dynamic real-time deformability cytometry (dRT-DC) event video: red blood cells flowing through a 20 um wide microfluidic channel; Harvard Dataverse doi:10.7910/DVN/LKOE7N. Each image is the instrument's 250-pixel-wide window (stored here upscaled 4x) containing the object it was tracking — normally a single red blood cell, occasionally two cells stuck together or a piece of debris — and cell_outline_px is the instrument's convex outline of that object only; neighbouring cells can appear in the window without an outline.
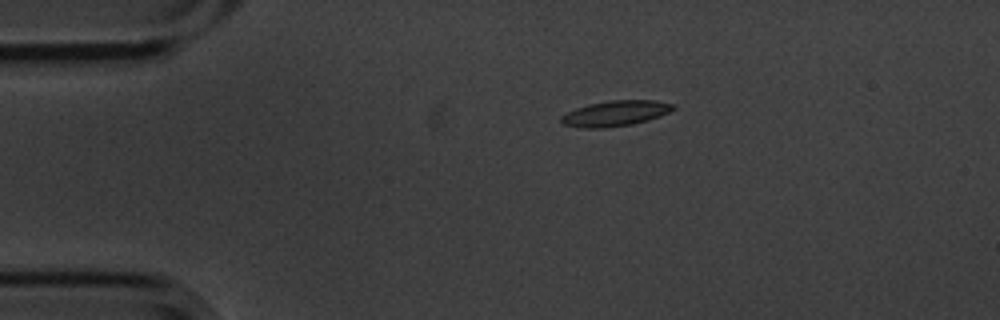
{"species": "common noctule bat (a hibernating species)", "species_latin": "Nyctalus noctula", "temperature_condition": "cold", "stored_images_in_passage": 3, "camera_frame_rate_fps": 3000, "um_per_image_px": 0.085, "animal": {"sex": "male", "body_mass_g": 20.1, "forearm_length_mm": 53.5}, "frame": {"image": 1, "passage_image": 1, "time_ms": 0.0, "image_size_px": [1000, 320], "cell_outline_px": [[676, 108], [660, 116], [648, 120], [632, 124], [604, 128], [580, 128], [564, 124], [560, 120], [560, 116], [576, 108], [588, 104], [612, 100], [656, 100], [676, 104]], "centroid_in_image_um": [52.33, 9.63], "position_along_channel_um": 32.7, "area_um2": 16.7}}
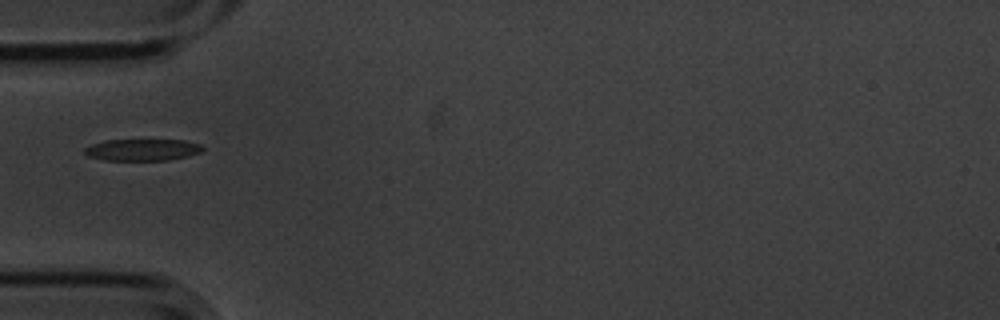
{"frame": {"image": 2, "passage_image": 3, "time_ms": 0.667, "image_size_px": [1000, 320], "cell_outline_px": [[204, 148], [200, 152], [188, 156], [168, 160], [104, 160], [88, 156], [84, 152], [84, 148], [92, 144], [104, 140], [184, 140], [200, 144]], "centroid_in_image_um": [12.09, 12.73], "position_along_channel_um": 72.9, "area_um2": 14.91}}